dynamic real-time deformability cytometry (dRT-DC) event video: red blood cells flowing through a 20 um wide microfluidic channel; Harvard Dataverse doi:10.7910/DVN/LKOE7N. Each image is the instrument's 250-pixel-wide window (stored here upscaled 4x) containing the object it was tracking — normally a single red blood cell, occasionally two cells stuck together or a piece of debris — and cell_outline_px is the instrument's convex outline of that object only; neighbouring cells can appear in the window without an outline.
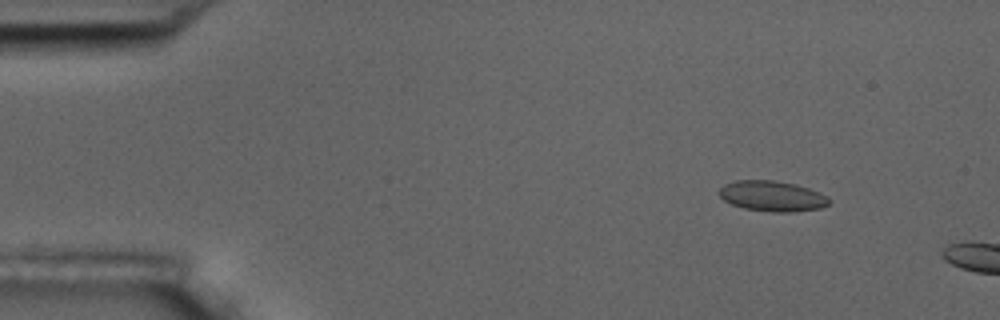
{"species": "common noctule bat (a hibernating species)", "species_latin": "Nyctalus noctula", "temperature_condition": "room temperature", "stored_images_in_passage": 4, "camera_frame_rate_fps": 3000, "um_per_image_px": 0.085, "animal": {"sex": "male", "body_mass_g": 17.5, "forearm_length_mm": 52.3}, "frame": {"image": 1, "passage_image": 2, "time_ms": 1.333, "image_size_px": [1000, 320], "cell_outline_px": [[832, 200], [828, 204], [820, 208], [792, 212], [772, 212], [744, 208], [732, 204], [724, 200], [716, 192], [724, 184], [736, 180], [776, 180], [808, 188], [828, 196]], "centroid_in_image_um": [65.62, 16.66], "position_along_channel_um": 19.4, "area_um2": 19.54}}